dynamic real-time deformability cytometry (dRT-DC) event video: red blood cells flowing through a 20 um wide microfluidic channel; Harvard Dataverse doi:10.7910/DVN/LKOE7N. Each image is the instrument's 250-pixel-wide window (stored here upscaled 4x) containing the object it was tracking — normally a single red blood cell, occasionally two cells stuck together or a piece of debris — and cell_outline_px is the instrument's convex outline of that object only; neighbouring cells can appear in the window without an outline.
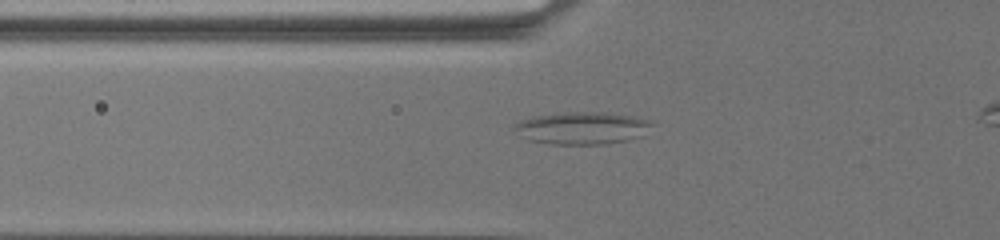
{"species": "common noctule bat (a hibernating species)", "species_latin": "Nyctalus noctula", "temperature_condition": "warm", "stored_images_in_passage": 44, "camera_frame_rate_fps": 3000, "um_per_image_px": 0.085, "animal": {"sex": "female", "body_mass_g": 19.5, "forearm_length_mm": 54.1}, "frame": {"image": 1, "passage_image": 2, "time_ms": 0.333, "image_size_px": [1000, 240], "cell_outline_px": [[656, 124], [640, 136], [628, 140], [604, 144], [548, 144], [528, 140], [520, 136], [512, 128], [520, 120], [532, 116], [564, 112], [608, 112], [632, 116], [652, 120]], "centroid_in_image_um": [49.48, 10.88], "position_along_channel_um": 76.3, "area_um2": 26.3}}
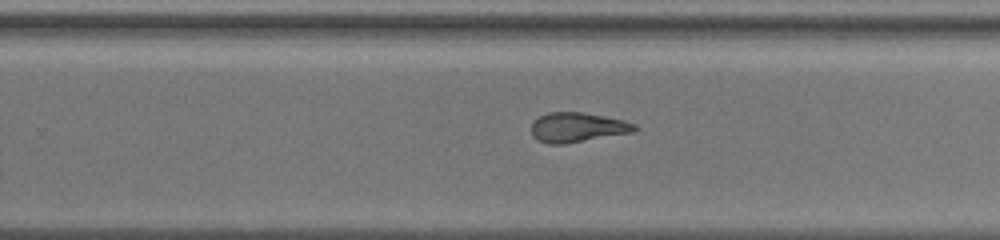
{"frame": {"image": 2, "passage_image": 23, "time_ms": 7.333, "image_size_px": [1000, 240], "cell_outline_px": [[640, 128], [632, 132], [564, 144], [548, 144], [536, 140], [532, 136], [532, 120], [548, 112], [580, 112], [604, 116], [624, 120], [636, 124]], "centroid_in_image_um": [49.06, 10.82], "position_along_channel_um": 280.7, "area_um2": 17.92}}
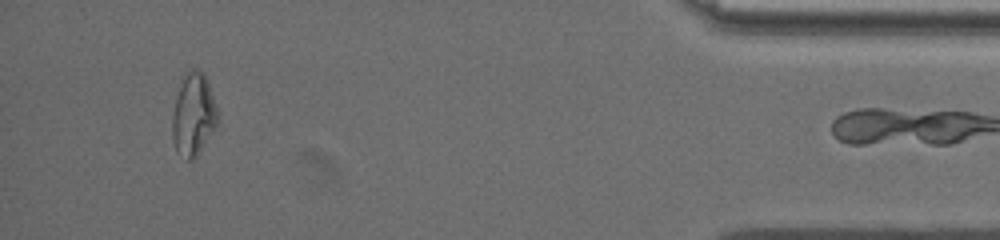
{"frame": {"image": 3, "passage_image": 40, "time_ms": 14.0, "image_size_px": [1000, 240], "cell_outline_px": [[220, 120], [196, 156], [192, 160], [188, 160], [176, 152], [172, 140], [172, 116], [176, 100], [184, 76], [192, 68], [196, 68], [204, 72], [208, 80], [220, 116]], "centroid_in_image_um": [16.47, 9.74], "position_along_channel_um": 418.7, "area_um2": 21.79}}